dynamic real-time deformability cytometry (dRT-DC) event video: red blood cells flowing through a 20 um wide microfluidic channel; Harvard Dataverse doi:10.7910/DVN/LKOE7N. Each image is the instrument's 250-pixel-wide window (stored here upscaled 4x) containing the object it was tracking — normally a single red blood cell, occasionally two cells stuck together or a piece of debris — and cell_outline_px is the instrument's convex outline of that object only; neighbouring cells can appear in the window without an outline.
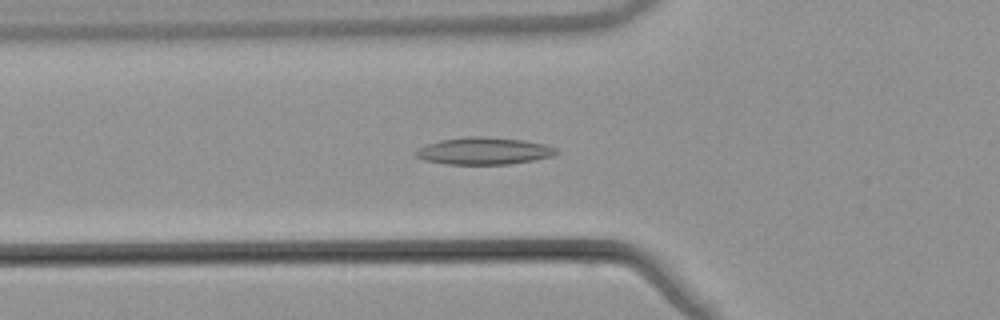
{"species": "common noctule bat (a hibernating species)", "species_latin": "Nyctalus noctula", "temperature_condition": "warm", "stored_images_in_passage": 53, "camera_frame_rate_fps": 3000, "um_per_image_px": 0.085, "animal": {"sex": "male", "body_mass_g": 21.5, "forearm_length_mm": 52.0}, "frame": {"image": 1, "passage_image": 19, "time_ms": 6.0, "image_size_px": [1000, 320], "cell_outline_px": [[560, 152], [552, 156], [532, 160], [508, 164], [448, 164], [424, 160], [416, 156], [416, 152], [420, 148], [428, 144], [440, 140], [464, 136], [480, 136], [524, 140], [544, 144], [556, 148]], "centroid_in_image_um": [41.15, 12.82], "position_along_channel_um": 84.7, "area_um2": 22.02}}
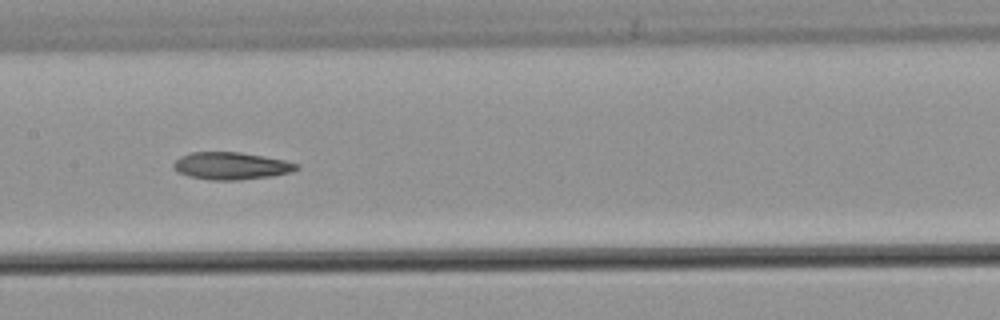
{"frame": {"image": 2, "passage_image": 27, "time_ms": 8.667, "image_size_px": [1000, 320], "cell_outline_px": [[300, 168], [292, 172], [272, 176], [240, 180], [212, 180], [188, 176], [176, 172], [172, 168], [172, 164], [180, 156], [192, 152], [240, 152], [264, 156], [284, 160], [300, 164]], "centroid_in_image_um": [19.65, 14.1], "position_along_channel_um": 187.8, "area_um2": 19.83}}
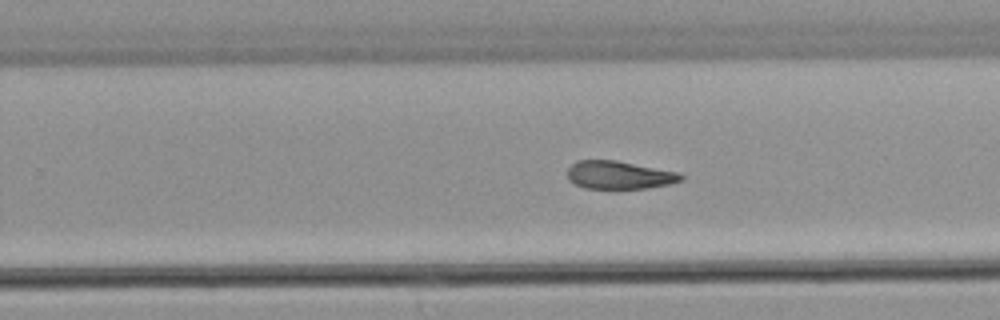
{"frame": {"image": 3, "passage_image": 34, "time_ms": 11.0, "image_size_px": [1000, 320], "cell_outline_px": [[684, 180], [672, 184], [648, 188], [584, 188], [568, 180], [568, 168], [576, 160], [616, 160], [676, 172], [684, 176]], "centroid_in_image_um": [52.63, 14.88], "position_along_channel_um": 277.2, "area_um2": 18.5}, "authors_computed_cell_mechanics": {"area_um2": 20.1722, "velocity_mm_per_s": 3.8493, "shape_relaxation_time_tau1_ms": null, "shape_relaxation_time_tau2_ms": 8.9136, "deformation_change_tau1": null, "deformation_change_tau2": 0.1868}}